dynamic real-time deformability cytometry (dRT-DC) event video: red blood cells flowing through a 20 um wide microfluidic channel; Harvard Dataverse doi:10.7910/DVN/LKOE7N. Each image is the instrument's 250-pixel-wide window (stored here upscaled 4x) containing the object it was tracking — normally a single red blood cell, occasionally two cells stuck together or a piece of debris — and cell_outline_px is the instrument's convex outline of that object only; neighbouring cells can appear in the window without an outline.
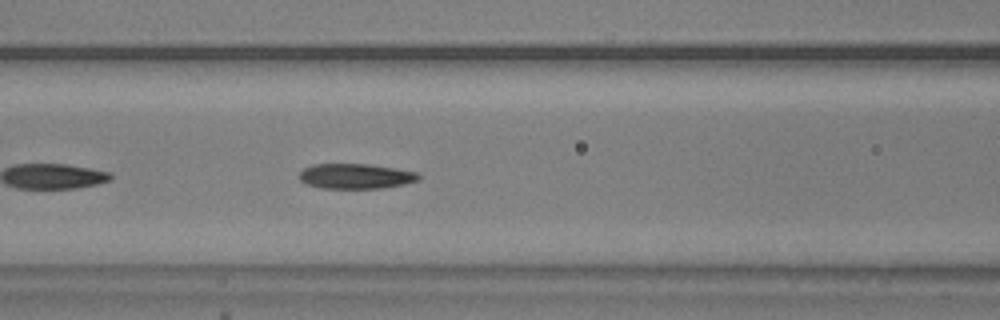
{"species": "common noctule bat (a hibernating species)", "species_latin": "Nyctalus noctula", "temperature_condition": "warm", "stored_images_in_passage": 25, "camera_frame_rate_fps": 3000, "um_per_image_px": 0.085, "animal": {"sex": "male", "body_mass_g": 20.5, "forearm_length_mm": 52.5}, "frame": {"image": 1, "passage_image": 8, "time_ms": 2.333, "image_size_px": [1000, 320], "cell_outline_px": [[420, 180], [404, 184], [380, 188], [320, 188], [308, 184], [300, 180], [296, 176], [304, 168], [312, 164], [368, 164], [396, 168], [420, 172]], "centroid_in_image_um": [30.24, 14.97], "position_along_channel_um": 136.4, "area_um2": 17.63}}
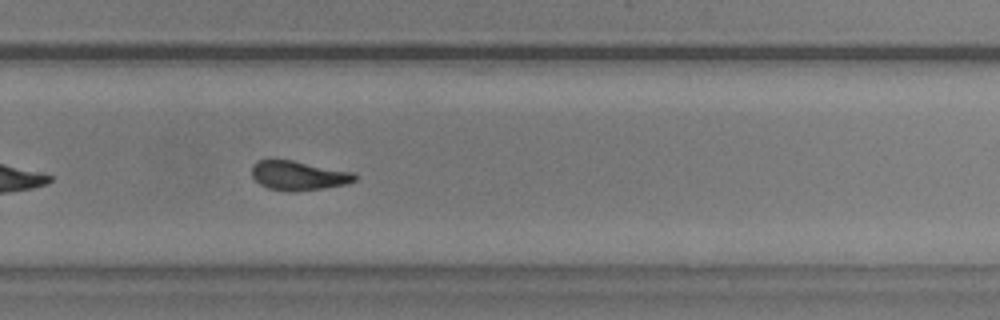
{"frame": {"image": 2, "passage_image": 22, "time_ms": 7.0, "image_size_px": [1000, 320], "cell_outline_px": [[356, 180], [344, 184], [324, 188], [296, 192], [288, 192], [268, 188], [260, 184], [252, 176], [252, 164], [256, 160], [292, 160], [352, 172], [356, 176]], "centroid_in_image_um": [25.33, 14.93], "position_along_channel_um": 304.5, "area_um2": 17.51}}